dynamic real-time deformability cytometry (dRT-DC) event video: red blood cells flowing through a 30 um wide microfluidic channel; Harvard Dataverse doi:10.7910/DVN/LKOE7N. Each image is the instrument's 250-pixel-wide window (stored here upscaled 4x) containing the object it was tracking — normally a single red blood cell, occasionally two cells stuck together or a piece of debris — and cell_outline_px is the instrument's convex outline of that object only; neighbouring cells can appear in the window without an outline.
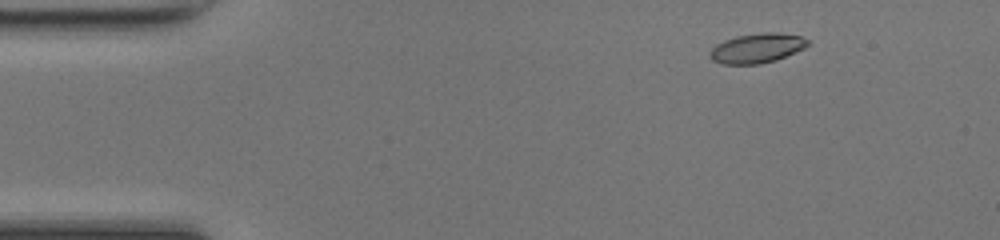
{"species": "common noctule bat (a hibernating species)", "species_latin": "Nyctalus noctula", "temperature_condition": "room temperature", "stored_images_in_passage": 46, "camera_frame_rate_fps": 3000, "um_per_image_px": 0.085, "animal": {"sex": "female", "body_mass_g": 17.0, "forearm_length_mm": 48.0}, "frame": {"image": 1, "passage_image": 4, "time_ms": 1.0, "image_size_px": [1000, 240], "cell_outline_px": [[812, 44], [804, 48], [776, 60], [760, 64], [720, 64], [712, 60], [708, 56], [708, 52], [716, 44], [724, 40], [736, 36], [764, 32], [780, 32], [800, 36], [808, 40]], "centroid_in_image_um": [64.33, 4.09], "position_along_channel_um": 20.7, "area_um2": 17.11}}
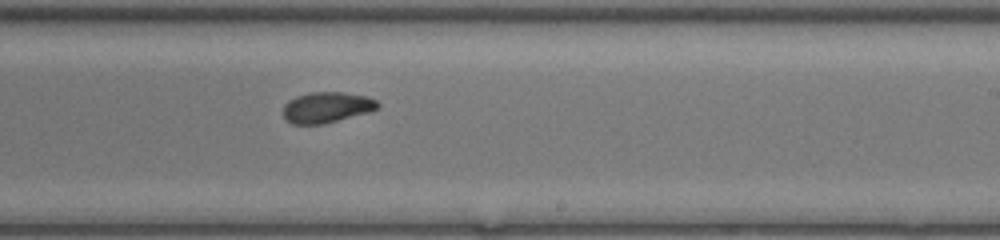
{"frame": {"image": 2, "passage_image": 27, "time_ms": 8.667, "image_size_px": [1000, 240], "cell_outline_px": [[380, 104], [376, 108], [368, 112], [324, 124], [292, 124], [284, 116], [284, 104], [288, 100], [296, 96], [308, 92], [344, 92], [364, 96], [376, 100]], "centroid_in_image_um": [27.74, 9.12], "position_along_channel_um": 261.3, "area_um2": 16.82}}
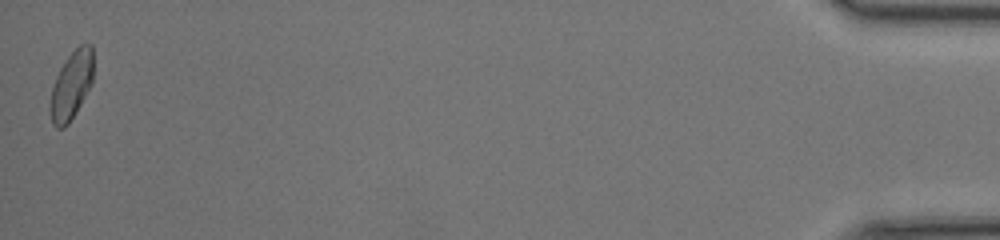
{"frame": {"image": 3, "passage_image": 46, "time_ms": 15.0, "image_size_px": [1000, 240], "cell_outline_px": [[92, 84], [76, 112], [68, 124], [64, 128], [56, 128], [52, 124], [52, 88], [56, 76], [60, 68], [68, 56], [80, 44], [92, 44]], "centroid_in_image_um": [6.09, 7.24], "position_along_channel_um": 429.1, "area_um2": 16.65}, "authors_computed_cell_mechanics": {"area_um2": 16.9932, "velocity_mm_per_s": 4.2791, "shape_relaxation_time_tau1_ms": 7.2968, "shape_relaxation_time_tau2_ms": 2.6717, "deformation_change_tau1": 0.1756, "deformation_change_tau2": 0.0721}}